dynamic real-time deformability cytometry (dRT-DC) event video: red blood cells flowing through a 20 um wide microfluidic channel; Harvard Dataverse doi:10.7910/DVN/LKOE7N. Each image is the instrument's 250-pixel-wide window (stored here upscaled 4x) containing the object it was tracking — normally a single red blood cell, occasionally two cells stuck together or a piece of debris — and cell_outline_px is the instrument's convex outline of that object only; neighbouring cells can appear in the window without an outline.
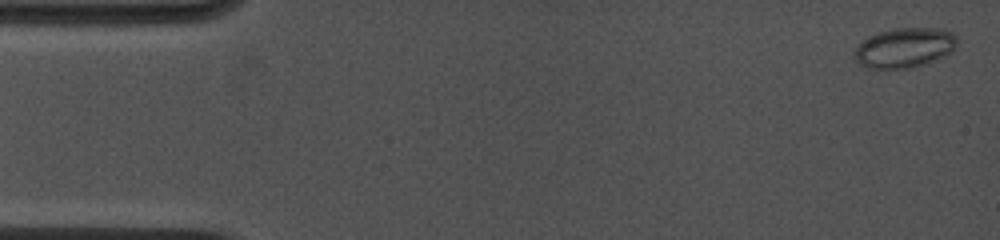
{"species": "common noctule bat (a hibernating species)", "species_latin": "Nyctalus noctula", "temperature_condition": "cold", "stored_images_in_passage": 9, "camera_frame_rate_fps": 4500, "um_per_image_px": 0.085, "animal": {"sex": "female", "body_mass_g": 19.0, "forearm_length_mm": 53.3}, "frame": {"image": 1, "passage_image": 1, "time_ms": 0.0, "image_size_px": [1000, 240], "cell_outline_px": [[956, 44], [948, 52], [924, 64], [912, 68], [868, 68], [860, 64], [852, 56], [852, 52], [856, 44], [868, 36], [892, 28], [940, 28], [952, 32], [956, 36]], "centroid_in_image_um": [76.79, 4.04], "position_along_channel_um": 8.2, "area_um2": 23.76}}
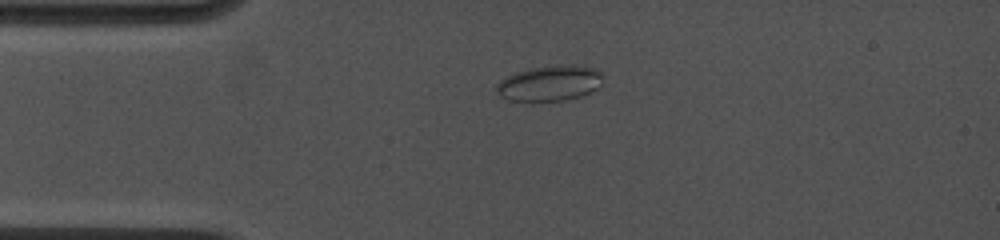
{"frame": {"image": 2, "passage_image": 7, "time_ms": 3.333, "image_size_px": [1000, 240], "cell_outline_px": [[600, 84], [596, 88], [580, 96], [564, 100], [508, 100], [500, 96], [496, 92], [496, 84], [500, 80], [516, 72], [532, 68], [560, 64], [576, 64], [596, 68], [600, 72]], "centroid_in_image_um": [46.7, 7.05], "position_along_channel_um": 38.3, "area_um2": 21.73}}